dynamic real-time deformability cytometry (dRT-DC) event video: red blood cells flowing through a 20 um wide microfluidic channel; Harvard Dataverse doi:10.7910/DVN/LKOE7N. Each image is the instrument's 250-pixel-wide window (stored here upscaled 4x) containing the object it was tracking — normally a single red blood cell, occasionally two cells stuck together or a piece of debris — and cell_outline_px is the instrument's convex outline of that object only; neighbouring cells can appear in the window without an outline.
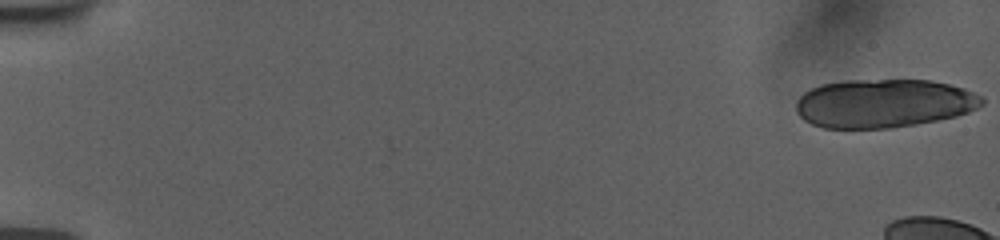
{"species": "human", "species_latin": "Homo sapiens", "temperature_condition": "room temperature", "stored_images_in_passage": 13, "camera_frame_rate_fps": 3000, "um_per_image_px": 0.085, "donor": {"sex": "female"}, "frame": {"image": 1, "passage_image": 1, "time_ms": 0.0, "image_size_px": [1000, 240], "cell_outline_px": [[984, 104], [968, 112], [956, 116], [916, 124], [892, 128], [824, 128], [812, 124], [804, 120], [796, 112], [796, 100], [804, 92], [820, 84], [844, 80], [928, 80], [948, 84], [964, 88], [984, 96]], "centroid_in_image_um": [75.11, 8.78], "position_along_channel_um": 9.9, "area_um2": 52.89}}